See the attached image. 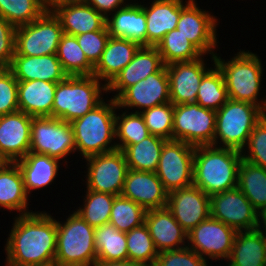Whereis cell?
<instances>
[{
	"mask_svg": "<svg viewBox=\"0 0 266 266\" xmlns=\"http://www.w3.org/2000/svg\"><path fill=\"white\" fill-rule=\"evenodd\" d=\"M6 245L8 266H54L57 221L46 213L19 216Z\"/></svg>",
	"mask_w": 266,
	"mask_h": 266,
	"instance_id": "cell-1",
	"label": "cell"
},
{
	"mask_svg": "<svg viewBox=\"0 0 266 266\" xmlns=\"http://www.w3.org/2000/svg\"><path fill=\"white\" fill-rule=\"evenodd\" d=\"M242 152L214 145L197 146L194 150L193 185L209 197L238 187V168Z\"/></svg>",
	"mask_w": 266,
	"mask_h": 266,
	"instance_id": "cell-2",
	"label": "cell"
},
{
	"mask_svg": "<svg viewBox=\"0 0 266 266\" xmlns=\"http://www.w3.org/2000/svg\"><path fill=\"white\" fill-rule=\"evenodd\" d=\"M117 107L114 98L110 100V104L102 101L83 117L71 122L76 150L81 151L84 158L117 149L116 145L110 147L109 144L116 136V114L113 110Z\"/></svg>",
	"mask_w": 266,
	"mask_h": 266,
	"instance_id": "cell-3",
	"label": "cell"
},
{
	"mask_svg": "<svg viewBox=\"0 0 266 266\" xmlns=\"http://www.w3.org/2000/svg\"><path fill=\"white\" fill-rule=\"evenodd\" d=\"M101 89L106 91V84L101 88L94 75L67 76L57 83L52 117L69 123L83 117L103 101Z\"/></svg>",
	"mask_w": 266,
	"mask_h": 266,
	"instance_id": "cell-4",
	"label": "cell"
},
{
	"mask_svg": "<svg viewBox=\"0 0 266 266\" xmlns=\"http://www.w3.org/2000/svg\"><path fill=\"white\" fill-rule=\"evenodd\" d=\"M94 229L76 212L67 218L64 225L57 222L54 266H95Z\"/></svg>",
	"mask_w": 266,
	"mask_h": 266,
	"instance_id": "cell-5",
	"label": "cell"
},
{
	"mask_svg": "<svg viewBox=\"0 0 266 266\" xmlns=\"http://www.w3.org/2000/svg\"><path fill=\"white\" fill-rule=\"evenodd\" d=\"M212 60L224 76L229 99L251 103L263 109L264 104L260 105L257 101L262 67L256 54L242 51L228 63L214 54Z\"/></svg>",
	"mask_w": 266,
	"mask_h": 266,
	"instance_id": "cell-6",
	"label": "cell"
},
{
	"mask_svg": "<svg viewBox=\"0 0 266 266\" xmlns=\"http://www.w3.org/2000/svg\"><path fill=\"white\" fill-rule=\"evenodd\" d=\"M262 118V109L259 106L243 101L228 99L227 102L216 111V138L220 136L225 148H232L241 152L244 148L254 126Z\"/></svg>",
	"mask_w": 266,
	"mask_h": 266,
	"instance_id": "cell-7",
	"label": "cell"
},
{
	"mask_svg": "<svg viewBox=\"0 0 266 266\" xmlns=\"http://www.w3.org/2000/svg\"><path fill=\"white\" fill-rule=\"evenodd\" d=\"M215 129L216 111L196 102L174 105L172 140L194 147L214 145Z\"/></svg>",
	"mask_w": 266,
	"mask_h": 266,
	"instance_id": "cell-8",
	"label": "cell"
},
{
	"mask_svg": "<svg viewBox=\"0 0 266 266\" xmlns=\"http://www.w3.org/2000/svg\"><path fill=\"white\" fill-rule=\"evenodd\" d=\"M63 34L60 20L54 13H43L29 24L16 27L15 52L23 56L57 54Z\"/></svg>",
	"mask_w": 266,
	"mask_h": 266,
	"instance_id": "cell-9",
	"label": "cell"
},
{
	"mask_svg": "<svg viewBox=\"0 0 266 266\" xmlns=\"http://www.w3.org/2000/svg\"><path fill=\"white\" fill-rule=\"evenodd\" d=\"M194 150L179 140L164 143L155 173L168 193L193 185Z\"/></svg>",
	"mask_w": 266,
	"mask_h": 266,
	"instance_id": "cell-10",
	"label": "cell"
},
{
	"mask_svg": "<svg viewBox=\"0 0 266 266\" xmlns=\"http://www.w3.org/2000/svg\"><path fill=\"white\" fill-rule=\"evenodd\" d=\"M75 150L71 123L53 117L32 118L29 152L61 159Z\"/></svg>",
	"mask_w": 266,
	"mask_h": 266,
	"instance_id": "cell-11",
	"label": "cell"
},
{
	"mask_svg": "<svg viewBox=\"0 0 266 266\" xmlns=\"http://www.w3.org/2000/svg\"><path fill=\"white\" fill-rule=\"evenodd\" d=\"M89 161L87 189L95 192L121 195L129 170L122 150L93 155Z\"/></svg>",
	"mask_w": 266,
	"mask_h": 266,
	"instance_id": "cell-12",
	"label": "cell"
},
{
	"mask_svg": "<svg viewBox=\"0 0 266 266\" xmlns=\"http://www.w3.org/2000/svg\"><path fill=\"white\" fill-rule=\"evenodd\" d=\"M210 214L237 231L259 226L258 211L238 187L210 196Z\"/></svg>",
	"mask_w": 266,
	"mask_h": 266,
	"instance_id": "cell-13",
	"label": "cell"
},
{
	"mask_svg": "<svg viewBox=\"0 0 266 266\" xmlns=\"http://www.w3.org/2000/svg\"><path fill=\"white\" fill-rule=\"evenodd\" d=\"M237 232L210 215L187 233V239L192 243L190 249L201 257L205 254L213 259H228Z\"/></svg>",
	"mask_w": 266,
	"mask_h": 266,
	"instance_id": "cell-14",
	"label": "cell"
},
{
	"mask_svg": "<svg viewBox=\"0 0 266 266\" xmlns=\"http://www.w3.org/2000/svg\"><path fill=\"white\" fill-rule=\"evenodd\" d=\"M166 207L187 233L211 215L210 197L195 185L169 192Z\"/></svg>",
	"mask_w": 266,
	"mask_h": 266,
	"instance_id": "cell-15",
	"label": "cell"
},
{
	"mask_svg": "<svg viewBox=\"0 0 266 266\" xmlns=\"http://www.w3.org/2000/svg\"><path fill=\"white\" fill-rule=\"evenodd\" d=\"M32 118L21 111L0 116V157L5 162H16L29 152Z\"/></svg>",
	"mask_w": 266,
	"mask_h": 266,
	"instance_id": "cell-16",
	"label": "cell"
},
{
	"mask_svg": "<svg viewBox=\"0 0 266 266\" xmlns=\"http://www.w3.org/2000/svg\"><path fill=\"white\" fill-rule=\"evenodd\" d=\"M118 107H141L150 109L170 102L169 79L164 65L158 72L128 87L117 99Z\"/></svg>",
	"mask_w": 266,
	"mask_h": 266,
	"instance_id": "cell-17",
	"label": "cell"
},
{
	"mask_svg": "<svg viewBox=\"0 0 266 266\" xmlns=\"http://www.w3.org/2000/svg\"><path fill=\"white\" fill-rule=\"evenodd\" d=\"M169 79L170 102L173 105L196 102L199 85L208 72L199 58L193 61L166 65Z\"/></svg>",
	"mask_w": 266,
	"mask_h": 266,
	"instance_id": "cell-18",
	"label": "cell"
},
{
	"mask_svg": "<svg viewBox=\"0 0 266 266\" xmlns=\"http://www.w3.org/2000/svg\"><path fill=\"white\" fill-rule=\"evenodd\" d=\"M121 195L145 210L162 209L167 206L168 192L155 172L129 169Z\"/></svg>",
	"mask_w": 266,
	"mask_h": 266,
	"instance_id": "cell-19",
	"label": "cell"
},
{
	"mask_svg": "<svg viewBox=\"0 0 266 266\" xmlns=\"http://www.w3.org/2000/svg\"><path fill=\"white\" fill-rule=\"evenodd\" d=\"M216 19L205 11H201L193 0L181 11L177 29L183 34L202 54L216 46L215 33Z\"/></svg>",
	"mask_w": 266,
	"mask_h": 266,
	"instance_id": "cell-20",
	"label": "cell"
},
{
	"mask_svg": "<svg viewBox=\"0 0 266 266\" xmlns=\"http://www.w3.org/2000/svg\"><path fill=\"white\" fill-rule=\"evenodd\" d=\"M163 66L164 63L156 46H140L131 62L106 85V92L118 90L119 93L114 96L116 100L128 87L158 72Z\"/></svg>",
	"mask_w": 266,
	"mask_h": 266,
	"instance_id": "cell-21",
	"label": "cell"
},
{
	"mask_svg": "<svg viewBox=\"0 0 266 266\" xmlns=\"http://www.w3.org/2000/svg\"><path fill=\"white\" fill-rule=\"evenodd\" d=\"M8 68L18 81L43 80L58 83L68 76L62 69L57 54L23 56L15 52Z\"/></svg>",
	"mask_w": 266,
	"mask_h": 266,
	"instance_id": "cell-22",
	"label": "cell"
},
{
	"mask_svg": "<svg viewBox=\"0 0 266 266\" xmlns=\"http://www.w3.org/2000/svg\"><path fill=\"white\" fill-rule=\"evenodd\" d=\"M144 223L158 253L184 248L177 245L184 242V239L187 238V232L175 220L167 207L146 210Z\"/></svg>",
	"mask_w": 266,
	"mask_h": 266,
	"instance_id": "cell-23",
	"label": "cell"
},
{
	"mask_svg": "<svg viewBox=\"0 0 266 266\" xmlns=\"http://www.w3.org/2000/svg\"><path fill=\"white\" fill-rule=\"evenodd\" d=\"M186 6L181 0H154L149 9L143 7L147 29L146 46H157L169 31L174 30Z\"/></svg>",
	"mask_w": 266,
	"mask_h": 266,
	"instance_id": "cell-24",
	"label": "cell"
},
{
	"mask_svg": "<svg viewBox=\"0 0 266 266\" xmlns=\"http://www.w3.org/2000/svg\"><path fill=\"white\" fill-rule=\"evenodd\" d=\"M56 86L43 80L18 81L19 111L31 117H52Z\"/></svg>",
	"mask_w": 266,
	"mask_h": 266,
	"instance_id": "cell-25",
	"label": "cell"
},
{
	"mask_svg": "<svg viewBox=\"0 0 266 266\" xmlns=\"http://www.w3.org/2000/svg\"><path fill=\"white\" fill-rule=\"evenodd\" d=\"M54 15L60 20L63 33L77 36L107 30L106 17L86 2L59 8Z\"/></svg>",
	"mask_w": 266,
	"mask_h": 266,
	"instance_id": "cell-26",
	"label": "cell"
},
{
	"mask_svg": "<svg viewBox=\"0 0 266 266\" xmlns=\"http://www.w3.org/2000/svg\"><path fill=\"white\" fill-rule=\"evenodd\" d=\"M139 47L134 41L110 36L100 60L94 66L93 75L109 84L131 62Z\"/></svg>",
	"mask_w": 266,
	"mask_h": 266,
	"instance_id": "cell-27",
	"label": "cell"
},
{
	"mask_svg": "<svg viewBox=\"0 0 266 266\" xmlns=\"http://www.w3.org/2000/svg\"><path fill=\"white\" fill-rule=\"evenodd\" d=\"M106 27L111 37L124 38L146 46V17L142 5H123L112 16V20L106 17Z\"/></svg>",
	"mask_w": 266,
	"mask_h": 266,
	"instance_id": "cell-28",
	"label": "cell"
},
{
	"mask_svg": "<svg viewBox=\"0 0 266 266\" xmlns=\"http://www.w3.org/2000/svg\"><path fill=\"white\" fill-rule=\"evenodd\" d=\"M259 226L238 231L228 259V266H266L265 235Z\"/></svg>",
	"mask_w": 266,
	"mask_h": 266,
	"instance_id": "cell-29",
	"label": "cell"
},
{
	"mask_svg": "<svg viewBox=\"0 0 266 266\" xmlns=\"http://www.w3.org/2000/svg\"><path fill=\"white\" fill-rule=\"evenodd\" d=\"M58 161L57 158L34 152H28L16 161L23 176L26 192L30 193L31 189L49 185L57 175Z\"/></svg>",
	"mask_w": 266,
	"mask_h": 266,
	"instance_id": "cell-30",
	"label": "cell"
},
{
	"mask_svg": "<svg viewBox=\"0 0 266 266\" xmlns=\"http://www.w3.org/2000/svg\"><path fill=\"white\" fill-rule=\"evenodd\" d=\"M12 165V166H11ZM27 192L23 176L16 162H4L0 167V206L24 213L27 207Z\"/></svg>",
	"mask_w": 266,
	"mask_h": 266,
	"instance_id": "cell-31",
	"label": "cell"
},
{
	"mask_svg": "<svg viewBox=\"0 0 266 266\" xmlns=\"http://www.w3.org/2000/svg\"><path fill=\"white\" fill-rule=\"evenodd\" d=\"M166 141L162 137L151 134L140 143L127 146L123 153L128 168L136 171L155 172Z\"/></svg>",
	"mask_w": 266,
	"mask_h": 266,
	"instance_id": "cell-32",
	"label": "cell"
},
{
	"mask_svg": "<svg viewBox=\"0 0 266 266\" xmlns=\"http://www.w3.org/2000/svg\"><path fill=\"white\" fill-rule=\"evenodd\" d=\"M238 188L258 213L266 207V169L244 159L238 168Z\"/></svg>",
	"mask_w": 266,
	"mask_h": 266,
	"instance_id": "cell-33",
	"label": "cell"
},
{
	"mask_svg": "<svg viewBox=\"0 0 266 266\" xmlns=\"http://www.w3.org/2000/svg\"><path fill=\"white\" fill-rule=\"evenodd\" d=\"M97 261L128 260L126 233L111 223L94 229Z\"/></svg>",
	"mask_w": 266,
	"mask_h": 266,
	"instance_id": "cell-34",
	"label": "cell"
},
{
	"mask_svg": "<svg viewBox=\"0 0 266 266\" xmlns=\"http://www.w3.org/2000/svg\"><path fill=\"white\" fill-rule=\"evenodd\" d=\"M57 58L68 76L93 75L94 66L86 58L76 36L62 34L58 45Z\"/></svg>",
	"mask_w": 266,
	"mask_h": 266,
	"instance_id": "cell-35",
	"label": "cell"
},
{
	"mask_svg": "<svg viewBox=\"0 0 266 266\" xmlns=\"http://www.w3.org/2000/svg\"><path fill=\"white\" fill-rule=\"evenodd\" d=\"M164 65L174 62L193 61L203 54L175 28L157 44Z\"/></svg>",
	"mask_w": 266,
	"mask_h": 266,
	"instance_id": "cell-36",
	"label": "cell"
},
{
	"mask_svg": "<svg viewBox=\"0 0 266 266\" xmlns=\"http://www.w3.org/2000/svg\"><path fill=\"white\" fill-rule=\"evenodd\" d=\"M214 70H208L199 85L196 103L201 107L218 111L229 99L221 70L215 65Z\"/></svg>",
	"mask_w": 266,
	"mask_h": 266,
	"instance_id": "cell-37",
	"label": "cell"
},
{
	"mask_svg": "<svg viewBox=\"0 0 266 266\" xmlns=\"http://www.w3.org/2000/svg\"><path fill=\"white\" fill-rule=\"evenodd\" d=\"M145 214L146 210L142 206L118 195L114 198L109 223L119 231L127 233L144 223Z\"/></svg>",
	"mask_w": 266,
	"mask_h": 266,
	"instance_id": "cell-38",
	"label": "cell"
},
{
	"mask_svg": "<svg viewBox=\"0 0 266 266\" xmlns=\"http://www.w3.org/2000/svg\"><path fill=\"white\" fill-rule=\"evenodd\" d=\"M128 260L153 266L158 256L147 226L133 228L126 233ZM148 262V263H147Z\"/></svg>",
	"mask_w": 266,
	"mask_h": 266,
	"instance_id": "cell-39",
	"label": "cell"
},
{
	"mask_svg": "<svg viewBox=\"0 0 266 266\" xmlns=\"http://www.w3.org/2000/svg\"><path fill=\"white\" fill-rule=\"evenodd\" d=\"M115 195L110 193L95 192L87 189L85 207L79 208L78 213L90 226L96 228L110 221V213Z\"/></svg>",
	"mask_w": 266,
	"mask_h": 266,
	"instance_id": "cell-40",
	"label": "cell"
},
{
	"mask_svg": "<svg viewBox=\"0 0 266 266\" xmlns=\"http://www.w3.org/2000/svg\"><path fill=\"white\" fill-rule=\"evenodd\" d=\"M43 13L41 0H0V16L15 27L33 22Z\"/></svg>",
	"mask_w": 266,
	"mask_h": 266,
	"instance_id": "cell-41",
	"label": "cell"
},
{
	"mask_svg": "<svg viewBox=\"0 0 266 266\" xmlns=\"http://www.w3.org/2000/svg\"><path fill=\"white\" fill-rule=\"evenodd\" d=\"M121 117L117 115L115 117L116 136L122 142V144H116L118 150L123 151L127 146L138 144L151 135L139 111L129 115L123 113Z\"/></svg>",
	"mask_w": 266,
	"mask_h": 266,
	"instance_id": "cell-42",
	"label": "cell"
},
{
	"mask_svg": "<svg viewBox=\"0 0 266 266\" xmlns=\"http://www.w3.org/2000/svg\"><path fill=\"white\" fill-rule=\"evenodd\" d=\"M140 113L150 134L172 140L174 105L171 102L154 106Z\"/></svg>",
	"mask_w": 266,
	"mask_h": 266,
	"instance_id": "cell-43",
	"label": "cell"
},
{
	"mask_svg": "<svg viewBox=\"0 0 266 266\" xmlns=\"http://www.w3.org/2000/svg\"><path fill=\"white\" fill-rule=\"evenodd\" d=\"M247 143L250 154L242 155V159L266 169V113H262V118L254 126Z\"/></svg>",
	"mask_w": 266,
	"mask_h": 266,
	"instance_id": "cell-44",
	"label": "cell"
},
{
	"mask_svg": "<svg viewBox=\"0 0 266 266\" xmlns=\"http://www.w3.org/2000/svg\"><path fill=\"white\" fill-rule=\"evenodd\" d=\"M17 111L18 80L8 67L0 68V116Z\"/></svg>",
	"mask_w": 266,
	"mask_h": 266,
	"instance_id": "cell-45",
	"label": "cell"
},
{
	"mask_svg": "<svg viewBox=\"0 0 266 266\" xmlns=\"http://www.w3.org/2000/svg\"><path fill=\"white\" fill-rule=\"evenodd\" d=\"M153 266H207V264L204 257L186 246L182 249L159 252Z\"/></svg>",
	"mask_w": 266,
	"mask_h": 266,
	"instance_id": "cell-46",
	"label": "cell"
},
{
	"mask_svg": "<svg viewBox=\"0 0 266 266\" xmlns=\"http://www.w3.org/2000/svg\"><path fill=\"white\" fill-rule=\"evenodd\" d=\"M110 37L108 30H98L77 35L76 39L88 61L95 66Z\"/></svg>",
	"mask_w": 266,
	"mask_h": 266,
	"instance_id": "cell-47",
	"label": "cell"
},
{
	"mask_svg": "<svg viewBox=\"0 0 266 266\" xmlns=\"http://www.w3.org/2000/svg\"><path fill=\"white\" fill-rule=\"evenodd\" d=\"M16 27L0 16V68L9 67L15 53Z\"/></svg>",
	"mask_w": 266,
	"mask_h": 266,
	"instance_id": "cell-48",
	"label": "cell"
},
{
	"mask_svg": "<svg viewBox=\"0 0 266 266\" xmlns=\"http://www.w3.org/2000/svg\"><path fill=\"white\" fill-rule=\"evenodd\" d=\"M88 5L94 7L98 12H103L107 17L108 11L119 9V5L123 4L124 0H86ZM118 7V8H117Z\"/></svg>",
	"mask_w": 266,
	"mask_h": 266,
	"instance_id": "cell-49",
	"label": "cell"
},
{
	"mask_svg": "<svg viewBox=\"0 0 266 266\" xmlns=\"http://www.w3.org/2000/svg\"><path fill=\"white\" fill-rule=\"evenodd\" d=\"M86 0H44L42 2L43 9L45 13H54L57 11L59 8L68 6V5H73V4H78V3H83ZM49 6H52V9L49 8Z\"/></svg>",
	"mask_w": 266,
	"mask_h": 266,
	"instance_id": "cell-50",
	"label": "cell"
},
{
	"mask_svg": "<svg viewBox=\"0 0 266 266\" xmlns=\"http://www.w3.org/2000/svg\"><path fill=\"white\" fill-rule=\"evenodd\" d=\"M95 266H148V265L131 260H121V261H97Z\"/></svg>",
	"mask_w": 266,
	"mask_h": 266,
	"instance_id": "cell-51",
	"label": "cell"
},
{
	"mask_svg": "<svg viewBox=\"0 0 266 266\" xmlns=\"http://www.w3.org/2000/svg\"><path fill=\"white\" fill-rule=\"evenodd\" d=\"M258 216L262 217V218L259 217L258 219H262V221L264 223V227H265L264 230H266V207L258 214Z\"/></svg>",
	"mask_w": 266,
	"mask_h": 266,
	"instance_id": "cell-52",
	"label": "cell"
},
{
	"mask_svg": "<svg viewBox=\"0 0 266 266\" xmlns=\"http://www.w3.org/2000/svg\"><path fill=\"white\" fill-rule=\"evenodd\" d=\"M261 102H263V104H264V107L262 109V113H265L266 112V101L265 102L264 101H261Z\"/></svg>",
	"mask_w": 266,
	"mask_h": 266,
	"instance_id": "cell-53",
	"label": "cell"
},
{
	"mask_svg": "<svg viewBox=\"0 0 266 266\" xmlns=\"http://www.w3.org/2000/svg\"><path fill=\"white\" fill-rule=\"evenodd\" d=\"M5 161L0 157V167L3 165Z\"/></svg>",
	"mask_w": 266,
	"mask_h": 266,
	"instance_id": "cell-54",
	"label": "cell"
}]
</instances>
